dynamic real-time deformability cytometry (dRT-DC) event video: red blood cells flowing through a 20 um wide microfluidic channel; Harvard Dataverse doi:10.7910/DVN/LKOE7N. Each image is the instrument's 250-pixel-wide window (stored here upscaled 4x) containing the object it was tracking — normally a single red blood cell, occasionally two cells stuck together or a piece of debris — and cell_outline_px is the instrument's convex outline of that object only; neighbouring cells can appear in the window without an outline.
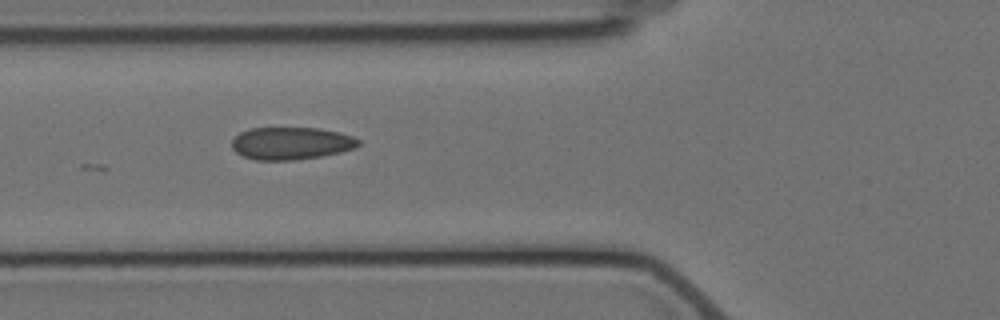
{"species": "Egyptian fruit bat (a non-hibernating species)", "species_latin": "Rousettus aegyptiacus", "temperature_condition": "cold", "stored_images_in_passage": 4, "camera_frame_rate_fps": 3000, "um_per_image_px": 0.085, "animal": {"sex": "female"}, "frame": {"image": 1, "passage_image": 3, "time_ms": 2.333, "image_size_px": [1000, 320], "cell_outline_px": [[360, 144], [356, 148], [340, 152], [320, 156], [296, 160], [256, 160], [244, 156], [236, 152], [232, 148], [232, 140], [240, 132], [248, 128], [316, 128], [340, 132], [352, 136], [360, 140]], "centroid_in_image_um": [24.75, 12.18], "position_along_channel_um": 101.0, "area_um2": 23.99}}
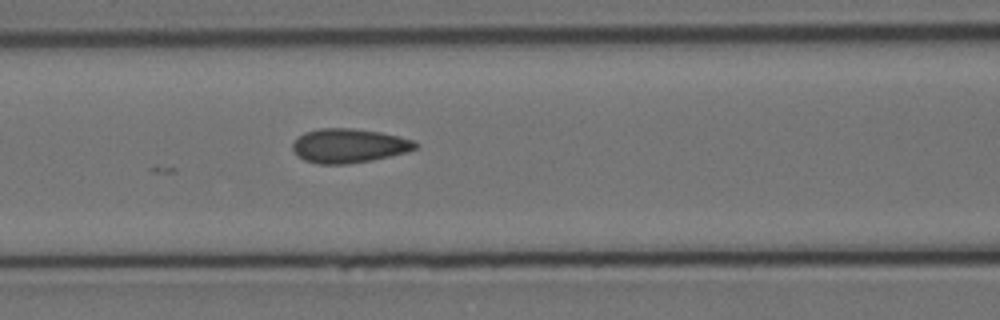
{"frame": {"image": 2, "passage_image": 4, "time_ms": 3.333, "image_size_px": [1000, 320], "cell_outline_px": [[420, 144], [416, 148], [408, 152], [372, 160], [348, 164], [316, 164], [304, 160], [292, 148], [292, 144], [304, 132], [320, 128], [352, 128], [380, 132], [412, 140]], "centroid_in_image_um": [29.67, 12.39], "position_along_channel_um": 136.9, "area_um2": 24.33}}